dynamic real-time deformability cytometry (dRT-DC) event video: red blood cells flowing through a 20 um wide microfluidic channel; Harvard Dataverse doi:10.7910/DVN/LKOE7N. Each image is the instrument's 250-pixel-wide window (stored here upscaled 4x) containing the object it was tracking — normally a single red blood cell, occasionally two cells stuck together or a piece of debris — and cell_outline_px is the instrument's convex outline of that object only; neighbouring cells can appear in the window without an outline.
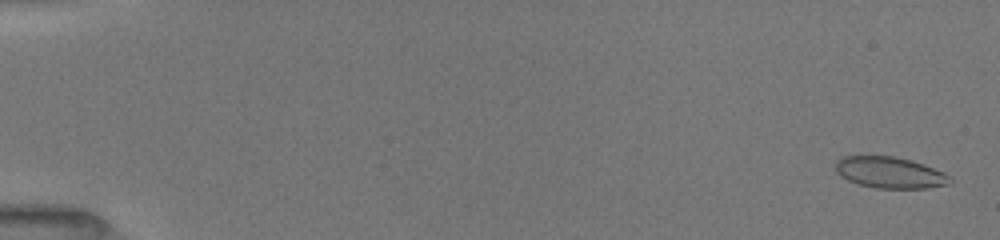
{"species": "common noctule bat (a hibernating species)", "species_latin": "Nyctalus noctula", "temperature_condition": "room temperature", "stored_images_in_passage": 14, "camera_frame_rate_fps": 3000, "um_per_image_px": 0.085, "animal": {"sex": "female", "body_mass_g": 19.5, "forearm_length_mm": 54.1}, "frame": {"image": 1, "passage_image": 3, "time_ms": 0.333, "image_size_px": [1000, 240], "cell_outline_px": [[952, 180], [948, 184], [928, 188], [876, 188], [856, 184], [840, 176], [836, 172], [836, 164], [844, 156], [892, 156], [908, 160], [944, 172]], "centroid_in_image_um": [75.61, 14.68], "position_along_channel_um": 9.4, "area_um2": 20.52}}